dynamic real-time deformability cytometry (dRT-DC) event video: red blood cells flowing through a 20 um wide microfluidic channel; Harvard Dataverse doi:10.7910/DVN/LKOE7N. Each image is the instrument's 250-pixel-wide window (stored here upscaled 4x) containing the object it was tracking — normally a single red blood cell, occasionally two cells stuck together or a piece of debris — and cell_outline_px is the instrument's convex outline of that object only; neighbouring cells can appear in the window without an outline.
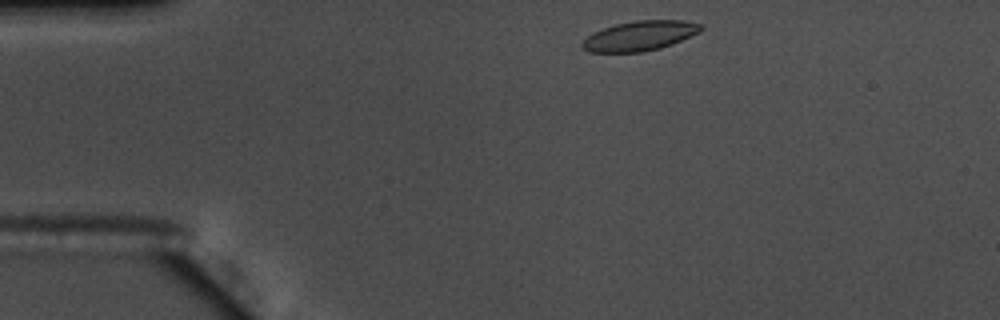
{"species": "common noctule bat (a hibernating species)", "species_latin": "Nyctalus noctula", "temperature_condition": "warm", "stored_images_in_passage": 46, "camera_frame_rate_fps": 3000, "um_per_image_px": 0.085, "animal": {"sex": "male", "body_mass_g": 17.5, "forearm_length_mm": 52.3}, "frame": {"image": 1, "passage_image": 1, "time_ms": 0.0, "image_size_px": [1000, 320], "cell_outline_px": [[704, 28], [700, 32], [672, 44], [660, 48], [644, 52], [588, 52], [580, 44], [592, 32], [616, 24], [636, 20], [684, 20], [700, 24]], "centroid_in_image_um": [54.39, 3.04], "position_along_channel_um": 30.6, "area_um2": 20.58}}
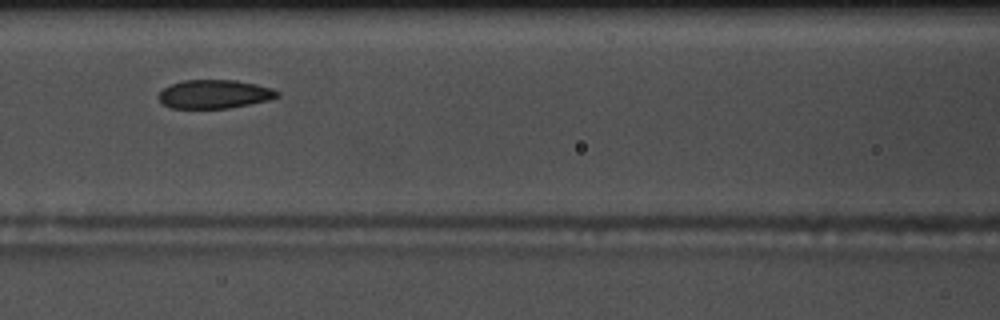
{"frame": {"image": 2, "passage_image": 15, "time_ms": 4.667, "image_size_px": [1000, 320], "cell_outline_px": [[280, 96], [268, 100], [228, 108], [172, 108], [164, 104], [156, 96], [164, 88], [172, 84], [184, 80], [236, 80], [256, 84], [272, 88], [280, 92]], "centroid_in_image_um": [18.24, 7.99], "position_along_channel_um": 148.4, "area_um2": 19.71}}
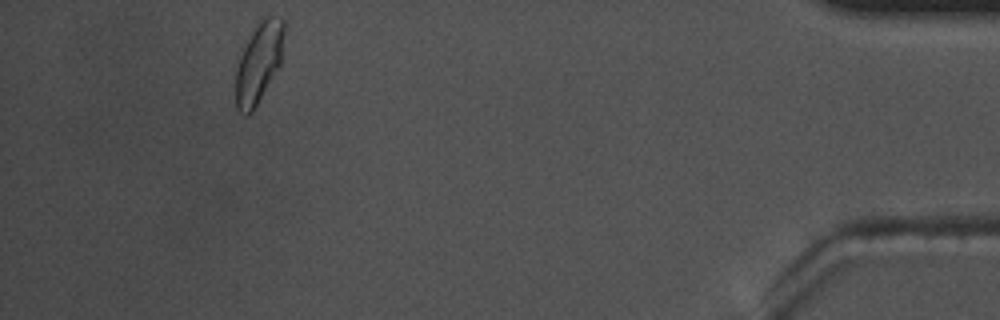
{"frame": {"image": 3, "passage_image": 42, "time_ms": 13.667, "image_size_px": [1000, 320], "cell_outline_px": [[284, 32], [280, 64], [252, 112], [248, 116], [244, 116], [236, 108], [232, 68], [240, 48], [244, 40], [256, 20], [260, 16], [272, 16], [284, 20]], "centroid_in_image_um": [21.87, 5.28], "position_along_channel_um": 413.3, "area_um2": 24.16}, "authors_computed_cell_mechanics": {"area_um2": 20.6057, "velocity_mm_per_s": 3.6495, "shape_relaxation_time_tau1_ms": 8.4795, "shape_relaxation_time_tau2_ms": 1.2397, "deformation_change_tau1": 0.1569, "deformation_change_tau2": 0.0637}}